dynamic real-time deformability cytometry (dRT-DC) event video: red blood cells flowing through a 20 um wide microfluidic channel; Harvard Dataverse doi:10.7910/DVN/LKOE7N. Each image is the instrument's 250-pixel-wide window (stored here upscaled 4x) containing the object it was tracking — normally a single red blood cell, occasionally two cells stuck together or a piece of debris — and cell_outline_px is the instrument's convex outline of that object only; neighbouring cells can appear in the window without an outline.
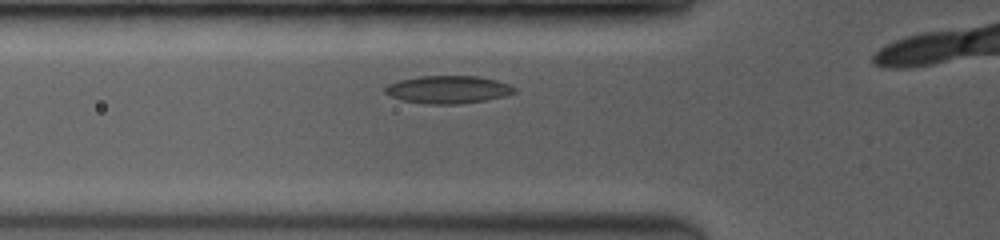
{"species": "common noctule bat (a hibernating species)", "species_latin": "Nyctalus noctula", "temperature_condition": "room temperature", "stored_images_in_passage": 12, "camera_frame_rate_fps": 3500, "um_per_image_px": 0.085, "animal": {"sex": "female", "body_mass_g": 19.0, "forearm_length_mm": 53.3}, "frame": {"image": 1, "passage_image": 7, "time_ms": 1.714, "image_size_px": [1000, 240], "cell_outline_px": [[516, 92], [504, 96], [484, 100], [456, 104], [424, 104], [400, 100], [384, 92], [384, 88], [388, 84], [400, 80], [420, 76], [476, 76], [496, 80], [508, 84], [516, 88]], "centroid_in_image_um": [38.06, 7.61], "position_along_channel_um": 87.7, "area_um2": 20.81}}
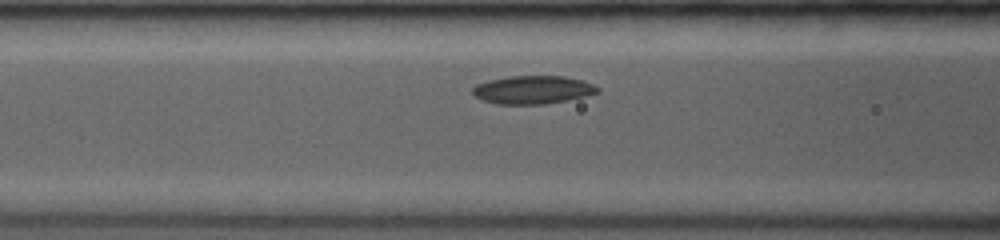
{"frame": {"image": 2, "passage_image": 10, "time_ms": 2.571, "image_size_px": [1000, 240], "cell_outline_px": [[600, 92], [584, 96], [544, 104], [496, 104], [472, 96], [472, 88], [476, 84], [488, 80], [508, 76], [564, 76], [580, 80], [592, 84], [600, 88]], "centroid_in_image_um": [45.23, 7.63], "position_along_channel_um": 121.4, "area_um2": 20.46}}